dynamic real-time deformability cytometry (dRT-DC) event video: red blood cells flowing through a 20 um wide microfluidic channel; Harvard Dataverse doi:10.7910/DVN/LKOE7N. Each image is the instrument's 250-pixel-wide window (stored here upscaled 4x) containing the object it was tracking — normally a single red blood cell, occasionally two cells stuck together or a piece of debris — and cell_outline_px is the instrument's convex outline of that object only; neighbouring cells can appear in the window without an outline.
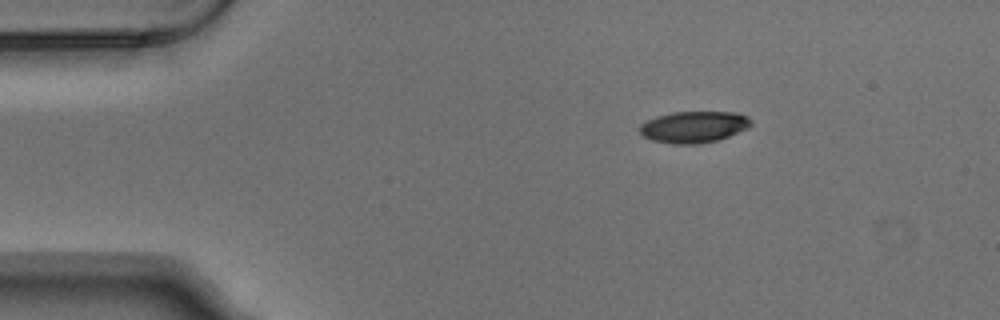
{"species": "Egyptian fruit bat (a non-hibernating species)", "species_latin": "Rousettus aegyptiacus", "temperature_condition": "warm", "stored_images_in_passage": 3, "camera_frame_rate_fps": 3000, "um_per_image_px": 0.085, "animal": {"sex": "male"}, "frame": {"image": 1, "passage_image": 1, "time_ms": 0.0, "image_size_px": [1000, 320], "cell_outline_px": [[752, 124], [748, 128], [728, 136], [716, 140], [700, 144], [672, 144], [652, 140], [644, 136], [640, 132], [640, 124], [656, 116], [672, 112], [736, 112], [748, 116], [752, 120]], "centroid_in_image_um": [58.99, 10.78], "position_along_channel_um": 26.0, "area_um2": 20.46}}